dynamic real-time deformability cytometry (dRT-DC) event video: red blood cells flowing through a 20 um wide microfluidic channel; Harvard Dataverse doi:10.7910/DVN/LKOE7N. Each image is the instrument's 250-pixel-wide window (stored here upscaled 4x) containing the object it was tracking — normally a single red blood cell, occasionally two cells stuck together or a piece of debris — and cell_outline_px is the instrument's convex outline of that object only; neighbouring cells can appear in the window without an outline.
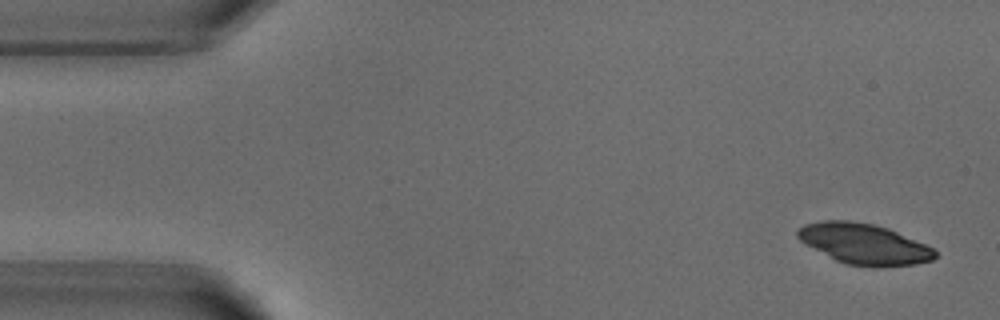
{"species": "common noctule bat (a hibernating species)", "species_latin": "Nyctalus noctula", "temperature_condition": "warm", "stored_images_in_passage": 4, "camera_frame_rate_fps": 3000, "um_per_image_px": 0.085, "animal": {"sex": "male", "body_mass_g": 18.8}, "frame": {"image": 1, "passage_image": 1, "time_ms": 0.0, "image_size_px": [1000, 320], "cell_outline_px": [[936, 256], [932, 260], [916, 264], [880, 268], [872, 268], [848, 264], [836, 260], [800, 240], [796, 236], [796, 228], [804, 224], [820, 220], [848, 220], [872, 224], [888, 228], [924, 244], [932, 248], [936, 252]], "centroid_in_image_um": [73.43, 20.74], "position_along_channel_um": 11.6, "area_um2": 32.48}}